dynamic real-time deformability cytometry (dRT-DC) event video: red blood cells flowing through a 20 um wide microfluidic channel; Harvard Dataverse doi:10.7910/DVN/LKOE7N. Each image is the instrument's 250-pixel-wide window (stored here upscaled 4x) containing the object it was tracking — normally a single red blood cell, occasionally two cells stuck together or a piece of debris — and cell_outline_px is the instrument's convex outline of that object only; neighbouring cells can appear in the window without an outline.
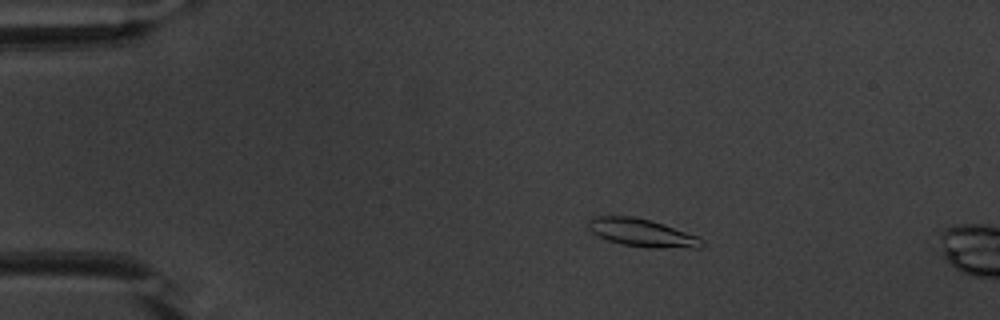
{"species": "common noctule bat (a hibernating species)", "species_latin": "Nyctalus noctula", "temperature_condition": "warm", "stored_images_in_passage": 18, "camera_frame_rate_fps": 3000, "um_per_image_px": 0.085, "animal": {"sex": "male", "body_mass_g": 20.1, "forearm_length_mm": 53.5}, "frame": {"image": 1, "passage_image": 11, "time_ms": 3.333, "image_size_px": [1000, 320], "cell_outline_px": [[704, 244], [700, 248], [648, 248], [620, 244], [596, 236], [588, 228], [588, 220], [596, 216], [632, 216], [652, 220], [700, 236], [704, 240]], "centroid_in_image_um": [54.61, 19.8], "position_along_channel_um": 30.4, "area_um2": 18.84}}